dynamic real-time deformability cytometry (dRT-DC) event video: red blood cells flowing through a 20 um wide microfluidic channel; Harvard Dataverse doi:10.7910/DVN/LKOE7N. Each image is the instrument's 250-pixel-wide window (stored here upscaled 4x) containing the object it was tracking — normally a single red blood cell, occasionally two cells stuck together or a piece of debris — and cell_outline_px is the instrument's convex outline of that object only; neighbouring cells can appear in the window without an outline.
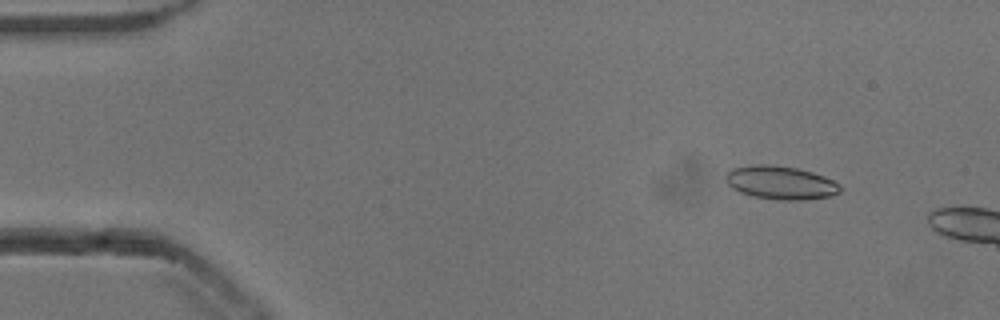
{"species": "common noctule bat (a hibernating species)", "species_latin": "Nyctalus noctula", "temperature_condition": "cold", "stored_images_in_passage": 12, "camera_frame_rate_fps": 3000, "um_per_image_px": 0.085, "animal": {"sex": "male", "body_mass_g": 13.3}, "frame": {"image": 1, "passage_image": 6, "time_ms": 1.667, "image_size_px": [1000, 320], "cell_outline_px": [[844, 188], [840, 192], [832, 196], [804, 200], [776, 200], [752, 196], [740, 192], [732, 188], [728, 184], [724, 176], [732, 168], [752, 164], [772, 164], [796, 168], [812, 172], [824, 176], [840, 184]], "centroid_in_image_um": [66.37, 15.53], "position_along_channel_um": 18.6, "area_um2": 22.6}}